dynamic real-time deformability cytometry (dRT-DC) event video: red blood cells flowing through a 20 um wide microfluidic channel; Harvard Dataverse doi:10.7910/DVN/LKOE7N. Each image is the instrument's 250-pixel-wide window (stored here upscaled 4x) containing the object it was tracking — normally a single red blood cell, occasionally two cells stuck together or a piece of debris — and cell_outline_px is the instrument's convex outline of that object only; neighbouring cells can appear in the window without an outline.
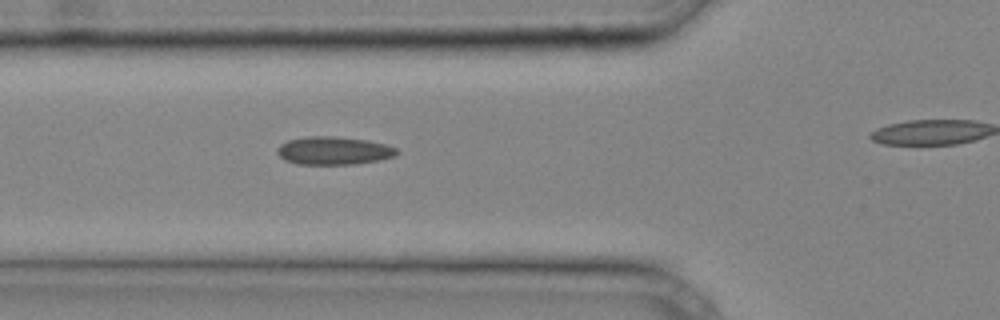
{"species": "common noctule bat (a hibernating species)", "species_latin": "Nyctalus noctula", "temperature_condition": "cold", "stored_images_in_passage": 16, "camera_frame_rate_fps": 3000, "um_per_image_px": 0.085, "animal": {"sex": "male", "body_mass_g": 20.4}, "frame": {"image": 1, "passage_image": 3, "time_ms": 0.667, "image_size_px": [1000, 320], "cell_outline_px": [[400, 152], [396, 156], [380, 160], [356, 164], [296, 164], [284, 160], [276, 152], [276, 148], [280, 144], [288, 140], [308, 136], [336, 136], [368, 140], [384, 144], [396, 148]], "centroid_in_image_um": [28.36, 12.81], "position_along_channel_um": 97.4, "area_um2": 19.77}}
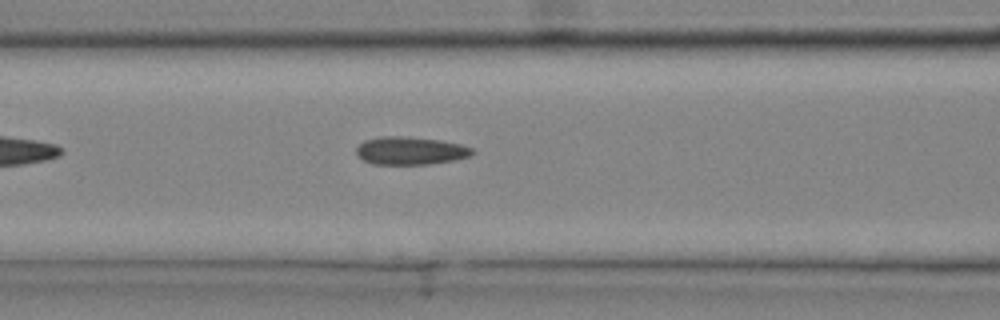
{"frame": {"image": 2, "passage_image": 5, "time_ms": 1.333, "image_size_px": [1000, 320], "cell_outline_px": [[476, 152], [468, 156], [452, 160], [428, 164], [372, 164], [356, 156], [356, 148], [364, 140], [380, 136], [408, 136], [440, 140], [460, 144], [472, 148]], "centroid_in_image_um": [34.84, 12.8], "position_along_channel_um": 131.8, "area_um2": 18.9}}